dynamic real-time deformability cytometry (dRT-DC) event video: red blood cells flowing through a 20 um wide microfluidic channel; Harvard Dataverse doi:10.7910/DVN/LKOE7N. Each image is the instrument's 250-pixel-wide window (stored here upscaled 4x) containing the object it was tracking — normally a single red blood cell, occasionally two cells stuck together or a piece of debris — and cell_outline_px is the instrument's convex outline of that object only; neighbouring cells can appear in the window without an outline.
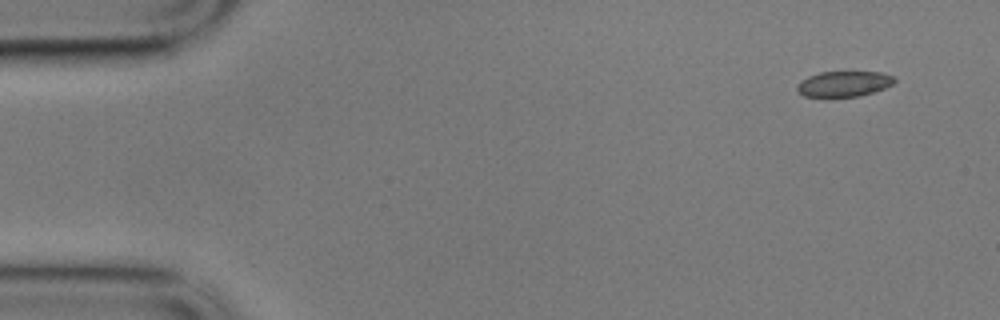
{"species": "common noctule bat (a hibernating species)", "species_latin": "Nyctalus noctula", "temperature_condition": "cold", "stored_images_in_passage": 4, "camera_frame_rate_fps": 3000, "um_per_image_px": 0.085, "animal": {"sex": "male", "body_mass_g": 17.9}, "frame": {"image": 1, "passage_image": 1, "time_ms": 0.0, "image_size_px": [1000, 320], "cell_outline_px": [[896, 80], [892, 84], [884, 88], [860, 96], [804, 96], [796, 88], [796, 84], [800, 80], [808, 76], [820, 72], [880, 72], [892, 76]], "centroid_in_image_um": [71.7, 7.11], "position_along_channel_um": 13.3, "area_um2": 14.28}}